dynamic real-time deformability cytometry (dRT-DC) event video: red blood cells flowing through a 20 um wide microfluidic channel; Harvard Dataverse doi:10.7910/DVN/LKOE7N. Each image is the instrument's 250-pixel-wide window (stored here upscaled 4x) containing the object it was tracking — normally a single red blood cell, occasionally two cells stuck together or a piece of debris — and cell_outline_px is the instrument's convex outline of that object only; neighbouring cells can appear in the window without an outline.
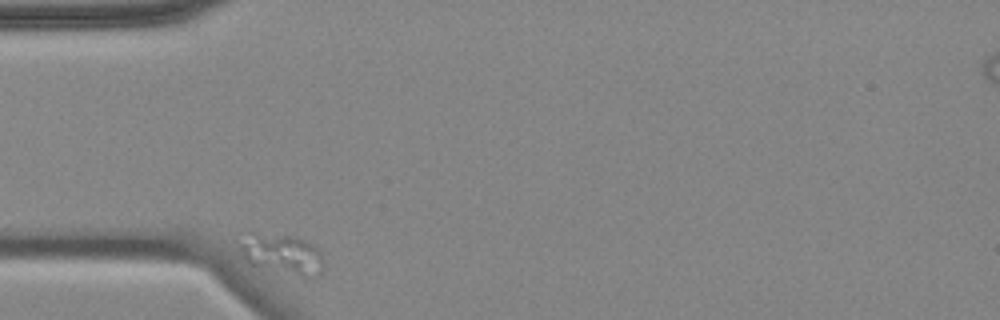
{"species": "common noctule bat (a hibernating species)", "species_latin": "Nyctalus noctula", "temperature_condition": "cold", "stored_images_in_passage": 15, "camera_frame_rate_fps": 3000, "um_per_image_px": 0.085, "animal": {"sex": "female", "body_mass_g": 18.4}, "frame": {"image": 1, "passage_image": 1, "time_ms": 0.0, "image_size_px": [1000, 320], "cell_outline_px": [[324, 264], [320, 272], [316, 276], [300, 276], [252, 264], [244, 256], [240, 248], [240, 232], [248, 228], [296, 236], [320, 248]], "centroid_in_image_um": [23.91, 21.46], "position_along_channel_um": 61.1, "area_um2": 20.4}}